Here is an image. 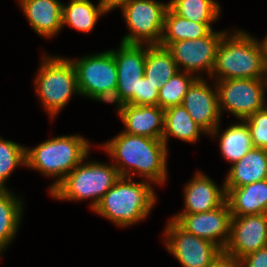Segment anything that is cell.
I'll list each match as a JSON object with an SVG mask.
<instances>
[{"label":"cell","mask_w":267,"mask_h":267,"mask_svg":"<svg viewBox=\"0 0 267 267\" xmlns=\"http://www.w3.org/2000/svg\"><path fill=\"white\" fill-rule=\"evenodd\" d=\"M236 261L238 267H267V246L249 253Z\"/></svg>","instance_id":"32"},{"label":"cell","mask_w":267,"mask_h":267,"mask_svg":"<svg viewBox=\"0 0 267 267\" xmlns=\"http://www.w3.org/2000/svg\"><path fill=\"white\" fill-rule=\"evenodd\" d=\"M102 147L115 161L113 165L120 176L133 179L137 173L151 183L165 184L168 148L162 139L130 135L122 131Z\"/></svg>","instance_id":"1"},{"label":"cell","mask_w":267,"mask_h":267,"mask_svg":"<svg viewBox=\"0 0 267 267\" xmlns=\"http://www.w3.org/2000/svg\"><path fill=\"white\" fill-rule=\"evenodd\" d=\"M26 146L0 137V190H7L5 181L17 166H25Z\"/></svg>","instance_id":"29"},{"label":"cell","mask_w":267,"mask_h":267,"mask_svg":"<svg viewBox=\"0 0 267 267\" xmlns=\"http://www.w3.org/2000/svg\"><path fill=\"white\" fill-rule=\"evenodd\" d=\"M21 10L34 31L52 38L62 28V5L58 0H18Z\"/></svg>","instance_id":"18"},{"label":"cell","mask_w":267,"mask_h":267,"mask_svg":"<svg viewBox=\"0 0 267 267\" xmlns=\"http://www.w3.org/2000/svg\"><path fill=\"white\" fill-rule=\"evenodd\" d=\"M264 48V54H265V60H267V35L264 38V40L261 41Z\"/></svg>","instance_id":"35"},{"label":"cell","mask_w":267,"mask_h":267,"mask_svg":"<svg viewBox=\"0 0 267 267\" xmlns=\"http://www.w3.org/2000/svg\"><path fill=\"white\" fill-rule=\"evenodd\" d=\"M35 77V89L40 102L52 118L79 94L76 71L71 59L61 56H44Z\"/></svg>","instance_id":"6"},{"label":"cell","mask_w":267,"mask_h":267,"mask_svg":"<svg viewBox=\"0 0 267 267\" xmlns=\"http://www.w3.org/2000/svg\"><path fill=\"white\" fill-rule=\"evenodd\" d=\"M145 46V47H144ZM117 67L118 81L115 97L109 103L117 107L138 105V86L144 76L146 44L120 43L118 50H111Z\"/></svg>","instance_id":"11"},{"label":"cell","mask_w":267,"mask_h":267,"mask_svg":"<svg viewBox=\"0 0 267 267\" xmlns=\"http://www.w3.org/2000/svg\"><path fill=\"white\" fill-rule=\"evenodd\" d=\"M169 3L156 0H132L121 11L130 31L121 42L159 45L163 35L165 15Z\"/></svg>","instance_id":"8"},{"label":"cell","mask_w":267,"mask_h":267,"mask_svg":"<svg viewBox=\"0 0 267 267\" xmlns=\"http://www.w3.org/2000/svg\"><path fill=\"white\" fill-rule=\"evenodd\" d=\"M86 159L87 157L50 192V195L62 201L91 199L90 207L94 210L120 175L113 163H86Z\"/></svg>","instance_id":"5"},{"label":"cell","mask_w":267,"mask_h":267,"mask_svg":"<svg viewBox=\"0 0 267 267\" xmlns=\"http://www.w3.org/2000/svg\"><path fill=\"white\" fill-rule=\"evenodd\" d=\"M80 95L109 103L117 89V67L111 50L72 59Z\"/></svg>","instance_id":"7"},{"label":"cell","mask_w":267,"mask_h":267,"mask_svg":"<svg viewBox=\"0 0 267 267\" xmlns=\"http://www.w3.org/2000/svg\"><path fill=\"white\" fill-rule=\"evenodd\" d=\"M149 183L120 176L93 211L117 226L139 223L147 218L156 204L157 196Z\"/></svg>","instance_id":"3"},{"label":"cell","mask_w":267,"mask_h":267,"mask_svg":"<svg viewBox=\"0 0 267 267\" xmlns=\"http://www.w3.org/2000/svg\"><path fill=\"white\" fill-rule=\"evenodd\" d=\"M207 267H238L237 261L224 252Z\"/></svg>","instance_id":"33"},{"label":"cell","mask_w":267,"mask_h":267,"mask_svg":"<svg viewBox=\"0 0 267 267\" xmlns=\"http://www.w3.org/2000/svg\"><path fill=\"white\" fill-rule=\"evenodd\" d=\"M225 190L231 216L267 213V179Z\"/></svg>","instance_id":"19"},{"label":"cell","mask_w":267,"mask_h":267,"mask_svg":"<svg viewBox=\"0 0 267 267\" xmlns=\"http://www.w3.org/2000/svg\"><path fill=\"white\" fill-rule=\"evenodd\" d=\"M89 140L80 135H62L48 139L35 148L26 147V165L46 177L57 178L49 193L86 157L90 151Z\"/></svg>","instance_id":"4"},{"label":"cell","mask_w":267,"mask_h":267,"mask_svg":"<svg viewBox=\"0 0 267 267\" xmlns=\"http://www.w3.org/2000/svg\"><path fill=\"white\" fill-rule=\"evenodd\" d=\"M229 170L224 187H242L267 179V149L253 147Z\"/></svg>","instance_id":"20"},{"label":"cell","mask_w":267,"mask_h":267,"mask_svg":"<svg viewBox=\"0 0 267 267\" xmlns=\"http://www.w3.org/2000/svg\"><path fill=\"white\" fill-rule=\"evenodd\" d=\"M231 212L227 201L219 207L201 213L177 214L175 220L184 230L206 239L224 250L230 236Z\"/></svg>","instance_id":"15"},{"label":"cell","mask_w":267,"mask_h":267,"mask_svg":"<svg viewBox=\"0 0 267 267\" xmlns=\"http://www.w3.org/2000/svg\"><path fill=\"white\" fill-rule=\"evenodd\" d=\"M244 121L249 127L253 147L267 149V106Z\"/></svg>","instance_id":"30"},{"label":"cell","mask_w":267,"mask_h":267,"mask_svg":"<svg viewBox=\"0 0 267 267\" xmlns=\"http://www.w3.org/2000/svg\"><path fill=\"white\" fill-rule=\"evenodd\" d=\"M9 189L0 190V254L15 238L22 219L23 203Z\"/></svg>","instance_id":"24"},{"label":"cell","mask_w":267,"mask_h":267,"mask_svg":"<svg viewBox=\"0 0 267 267\" xmlns=\"http://www.w3.org/2000/svg\"><path fill=\"white\" fill-rule=\"evenodd\" d=\"M210 177L197 172L184 187L185 209L178 214H194L213 210L226 201V190Z\"/></svg>","instance_id":"17"},{"label":"cell","mask_w":267,"mask_h":267,"mask_svg":"<svg viewBox=\"0 0 267 267\" xmlns=\"http://www.w3.org/2000/svg\"><path fill=\"white\" fill-rule=\"evenodd\" d=\"M161 83H155L147 80L144 76L139 81L138 86V105H157Z\"/></svg>","instance_id":"31"},{"label":"cell","mask_w":267,"mask_h":267,"mask_svg":"<svg viewBox=\"0 0 267 267\" xmlns=\"http://www.w3.org/2000/svg\"><path fill=\"white\" fill-rule=\"evenodd\" d=\"M125 129L130 135L162 139L164 133L165 110L157 105H130L117 107Z\"/></svg>","instance_id":"16"},{"label":"cell","mask_w":267,"mask_h":267,"mask_svg":"<svg viewBox=\"0 0 267 267\" xmlns=\"http://www.w3.org/2000/svg\"><path fill=\"white\" fill-rule=\"evenodd\" d=\"M104 14L106 12L101 0L96 6L90 0H70L69 4L62 5V25H69L78 31L88 33Z\"/></svg>","instance_id":"23"},{"label":"cell","mask_w":267,"mask_h":267,"mask_svg":"<svg viewBox=\"0 0 267 267\" xmlns=\"http://www.w3.org/2000/svg\"><path fill=\"white\" fill-rule=\"evenodd\" d=\"M226 33L227 30H211L206 36L198 39L173 42L167 49L171 52L179 70L183 67L182 71L193 75L195 73L198 78H202L199 71L202 73L204 70L211 78L217 48Z\"/></svg>","instance_id":"12"},{"label":"cell","mask_w":267,"mask_h":267,"mask_svg":"<svg viewBox=\"0 0 267 267\" xmlns=\"http://www.w3.org/2000/svg\"><path fill=\"white\" fill-rule=\"evenodd\" d=\"M164 234L167 251L183 267H207L223 253L219 246L187 232L173 219L166 224Z\"/></svg>","instance_id":"10"},{"label":"cell","mask_w":267,"mask_h":267,"mask_svg":"<svg viewBox=\"0 0 267 267\" xmlns=\"http://www.w3.org/2000/svg\"><path fill=\"white\" fill-rule=\"evenodd\" d=\"M267 246V213L232 216L223 252L235 260Z\"/></svg>","instance_id":"14"},{"label":"cell","mask_w":267,"mask_h":267,"mask_svg":"<svg viewBox=\"0 0 267 267\" xmlns=\"http://www.w3.org/2000/svg\"><path fill=\"white\" fill-rule=\"evenodd\" d=\"M168 3L175 14L197 23L215 22L221 11L215 0H170Z\"/></svg>","instance_id":"27"},{"label":"cell","mask_w":267,"mask_h":267,"mask_svg":"<svg viewBox=\"0 0 267 267\" xmlns=\"http://www.w3.org/2000/svg\"><path fill=\"white\" fill-rule=\"evenodd\" d=\"M132 0H101V3L104 7L106 13L114 10L115 8H123Z\"/></svg>","instance_id":"34"},{"label":"cell","mask_w":267,"mask_h":267,"mask_svg":"<svg viewBox=\"0 0 267 267\" xmlns=\"http://www.w3.org/2000/svg\"><path fill=\"white\" fill-rule=\"evenodd\" d=\"M220 113L228 110L239 120L266 107L267 79H227L215 82Z\"/></svg>","instance_id":"9"},{"label":"cell","mask_w":267,"mask_h":267,"mask_svg":"<svg viewBox=\"0 0 267 267\" xmlns=\"http://www.w3.org/2000/svg\"><path fill=\"white\" fill-rule=\"evenodd\" d=\"M197 78L184 96L182 106L187 110L193 121L208 135L215 138L219 134L222 114L219 109L216 85L209 86L207 80Z\"/></svg>","instance_id":"13"},{"label":"cell","mask_w":267,"mask_h":267,"mask_svg":"<svg viewBox=\"0 0 267 267\" xmlns=\"http://www.w3.org/2000/svg\"><path fill=\"white\" fill-rule=\"evenodd\" d=\"M223 36L217 48L211 77L227 79H267V64L263 44L249 33L234 30Z\"/></svg>","instance_id":"2"},{"label":"cell","mask_w":267,"mask_h":267,"mask_svg":"<svg viewBox=\"0 0 267 267\" xmlns=\"http://www.w3.org/2000/svg\"><path fill=\"white\" fill-rule=\"evenodd\" d=\"M198 77L181 70L162 85L159 90L158 106L164 110L182 105L189 87Z\"/></svg>","instance_id":"28"},{"label":"cell","mask_w":267,"mask_h":267,"mask_svg":"<svg viewBox=\"0 0 267 267\" xmlns=\"http://www.w3.org/2000/svg\"><path fill=\"white\" fill-rule=\"evenodd\" d=\"M240 121L241 123L230 125L222 135H219L222 156L232 164L253 148L249 127L244 120Z\"/></svg>","instance_id":"26"},{"label":"cell","mask_w":267,"mask_h":267,"mask_svg":"<svg viewBox=\"0 0 267 267\" xmlns=\"http://www.w3.org/2000/svg\"><path fill=\"white\" fill-rule=\"evenodd\" d=\"M206 132L197 125L182 106H173L165 110L164 133L162 140L167 146L168 138L174 136L181 141L194 143Z\"/></svg>","instance_id":"22"},{"label":"cell","mask_w":267,"mask_h":267,"mask_svg":"<svg viewBox=\"0 0 267 267\" xmlns=\"http://www.w3.org/2000/svg\"><path fill=\"white\" fill-rule=\"evenodd\" d=\"M212 29V23H197L182 18L168 8L160 46L168 47L173 42L193 40L206 36Z\"/></svg>","instance_id":"21"},{"label":"cell","mask_w":267,"mask_h":267,"mask_svg":"<svg viewBox=\"0 0 267 267\" xmlns=\"http://www.w3.org/2000/svg\"><path fill=\"white\" fill-rule=\"evenodd\" d=\"M179 69L171 52L160 45H146L144 77L162 85L167 83Z\"/></svg>","instance_id":"25"}]
</instances>
